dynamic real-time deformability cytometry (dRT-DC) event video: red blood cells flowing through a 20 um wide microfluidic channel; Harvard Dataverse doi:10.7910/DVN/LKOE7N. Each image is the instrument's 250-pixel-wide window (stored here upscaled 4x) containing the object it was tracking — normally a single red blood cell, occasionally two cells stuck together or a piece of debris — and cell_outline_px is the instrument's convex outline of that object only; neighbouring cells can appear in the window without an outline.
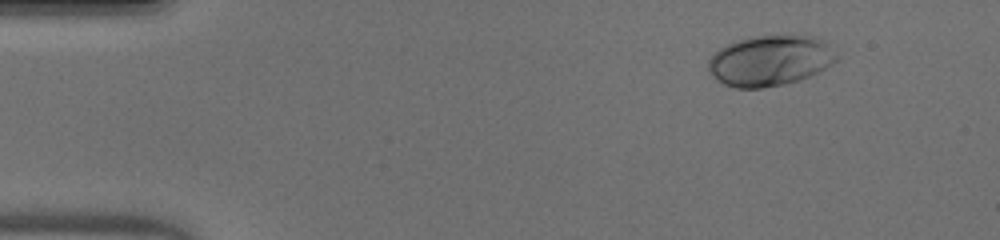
{"species": "human", "species_latin": "Homo sapiens", "temperature_condition": "warm", "stored_images_in_passage": 45, "camera_frame_rate_fps": 3000, "um_per_image_px": 0.085, "donor": {"sex": "male"}, "frame": {"image": 1, "passage_image": 1, "time_ms": 0.0, "image_size_px": [1000, 240], "cell_outline_px": [[836, 60], [832, 64], [800, 80], [784, 84], [760, 88], [736, 88], [724, 84], [716, 80], [708, 72], [708, 60], [720, 48], [728, 44], [748, 36], [812, 36], [824, 40], [828, 44], [836, 56]], "centroid_in_image_um": [65.41, 5.16], "position_along_channel_um": 19.6, "area_um2": 37.51}}
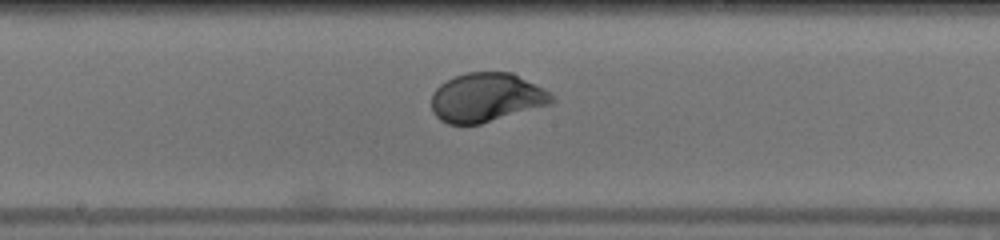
{"frame": {"image": 2, "passage_image": 22, "time_ms": 7.0, "image_size_px": [1000, 240], "cell_outline_px": [[556, 100], [552, 104], [480, 124], [448, 124], [440, 120], [432, 112], [432, 92], [440, 84], [456, 76], [468, 72], [512, 72], [544, 88]], "centroid_in_image_um": [41.35, 8.29], "position_along_channel_um": 206.9, "area_um2": 34.39}}
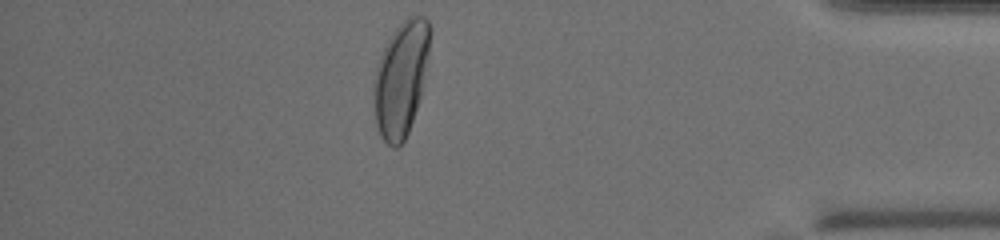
{"frame": {"image": 3, "passage_image": 39, "time_ms": 12.667, "image_size_px": [1000, 240], "cell_outline_px": [[432, 28], [428, 56], [420, 96], [408, 132], [404, 140], [396, 148], [392, 148], [380, 136], [376, 124], [372, 96], [372, 88], [376, 64], [392, 32], [408, 16], [424, 16], [428, 20]], "centroid_in_image_um": [34.06, 6.67], "position_along_channel_um": 401.1, "area_um2": 37.69}, "authors_computed_cell_mechanics": {"area_um2": 34.969, "velocity_mm_per_s": 4.0931, "shape_relaxation_time_tau1_ms": 2.1142, "shape_relaxation_time_tau2_ms": null, "deformation_change_tau1": 0.1546, "deformation_change_tau2": null}}